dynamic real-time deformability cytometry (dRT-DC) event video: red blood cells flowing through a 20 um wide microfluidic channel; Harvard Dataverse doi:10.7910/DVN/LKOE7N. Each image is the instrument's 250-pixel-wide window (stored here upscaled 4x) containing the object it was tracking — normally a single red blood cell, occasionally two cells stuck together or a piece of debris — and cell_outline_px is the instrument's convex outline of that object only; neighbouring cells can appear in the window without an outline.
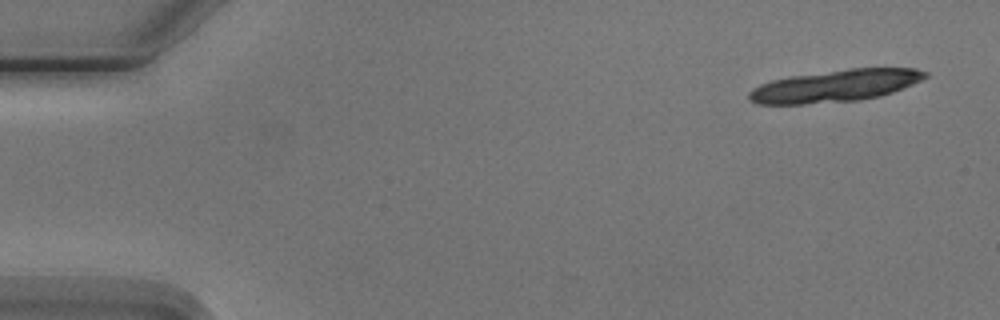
{"species": "Egyptian fruit bat (a non-hibernating species)", "species_latin": "Rousettus aegyptiacus", "temperature_condition": "cold", "stored_images_in_passage": 10, "camera_frame_rate_fps": 3000, "um_per_image_px": 0.085, "animal": {"sex": "male"}, "frame": {"image": 1, "passage_image": 1, "time_ms": 0.0, "image_size_px": [1000, 320], "cell_outline_px": [[928, 76], [912, 84], [892, 92], [880, 96], [860, 100], [804, 104], [756, 104], [748, 100], [748, 92], [752, 88], [760, 84], [772, 80], [788, 76], [848, 68], [916, 68], [928, 72]], "centroid_in_image_um": [70.95, 7.29], "position_along_channel_um": 14.0, "area_um2": 33.12}}
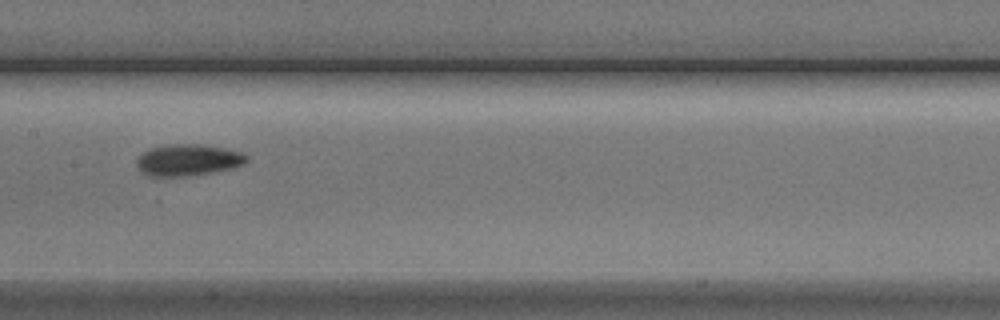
{"frame": {"image": 2, "passage_image": 8, "time_ms": 8.333, "image_size_px": [1000, 320], "cell_outline_px": [[248, 160], [244, 164], [232, 168], [212, 172], [184, 176], [148, 176], [136, 164], [136, 160], [148, 148], [168, 144], [200, 144], [224, 148], [240, 152], [248, 156]], "centroid_in_image_um": [15.99, 13.59], "position_along_channel_um": 191.4, "area_um2": 20.06}}